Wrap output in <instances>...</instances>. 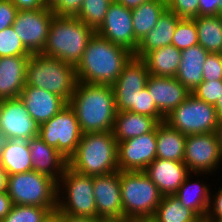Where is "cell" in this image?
<instances>
[{"instance_id":"1","label":"cell","mask_w":222,"mask_h":222,"mask_svg":"<svg viewBox=\"0 0 222 222\" xmlns=\"http://www.w3.org/2000/svg\"><path fill=\"white\" fill-rule=\"evenodd\" d=\"M134 56L129 49L94 34L75 67L76 80L88 84L112 85Z\"/></svg>"},{"instance_id":"2","label":"cell","mask_w":222,"mask_h":222,"mask_svg":"<svg viewBox=\"0 0 222 222\" xmlns=\"http://www.w3.org/2000/svg\"><path fill=\"white\" fill-rule=\"evenodd\" d=\"M82 133L113 131L117 114L112 85L78 82L68 103Z\"/></svg>"},{"instance_id":"3","label":"cell","mask_w":222,"mask_h":222,"mask_svg":"<svg viewBox=\"0 0 222 222\" xmlns=\"http://www.w3.org/2000/svg\"><path fill=\"white\" fill-rule=\"evenodd\" d=\"M68 166L88 176L106 175L118 171V142L113 131L84 133Z\"/></svg>"},{"instance_id":"4","label":"cell","mask_w":222,"mask_h":222,"mask_svg":"<svg viewBox=\"0 0 222 222\" xmlns=\"http://www.w3.org/2000/svg\"><path fill=\"white\" fill-rule=\"evenodd\" d=\"M95 33L76 17L54 16L42 54L76 67Z\"/></svg>"},{"instance_id":"5","label":"cell","mask_w":222,"mask_h":222,"mask_svg":"<svg viewBox=\"0 0 222 222\" xmlns=\"http://www.w3.org/2000/svg\"><path fill=\"white\" fill-rule=\"evenodd\" d=\"M76 83L74 66L42 53L30 55L26 85L45 89L69 103Z\"/></svg>"},{"instance_id":"6","label":"cell","mask_w":222,"mask_h":222,"mask_svg":"<svg viewBox=\"0 0 222 222\" xmlns=\"http://www.w3.org/2000/svg\"><path fill=\"white\" fill-rule=\"evenodd\" d=\"M123 221L150 220L162 199L144 171H120Z\"/></svg>"},{"instance_id":"7","label":"cell","mask_w":222,"mask_h":222,"mask_svg":"<svg viewBox=\"0 0 222 222\" xmlns=\"http://www.w3.org/2000/svg\"><path fill=\"white\" fill-rule=\"evenodd\" d=\"M57 190L58 212L96 219L93 176L80 174L67 166L57 182Z\"/></svg>"},{"instance_id":"8","label":"cell","mask_w":222,"mask_h":222,"mask_svg":"<svg viewBox=\"0 0 222 222\" xmlns=\"http://www.w3.org/2000/svg\"><path fill=\"white\" fill-rule=\"evenodd\" d=\"M57 181L48 175L28 171L8 176L7 193L13 205L39 206L57 210Z\"/></svg>"},{"instance_id":"9","label":"cell","mask_w":222,"mask_h":222,"mask_svg":"<svg viewBox=\"0 0 222 222\" xmlns=\"http://www.w3.org/2000/svg\"><path fill=\"white\" fill-rule=\"evenodd\" d=\"M218 121L215 106L191 94L165 117L164 122L187 136L216 132Z\"/></svg>"},{"instance_id":"10","label":"cell","mask_w":222,"mask_h":222,"mask_svg":"<svg viewBox=\"0 0 222 222\" xmlns=\"http://www.w3.org/2000/svg\"><path fill=\"white\" fill-rule=\"evenodd\" d=\"M82 135L76 114L69 104L49 121L43 122L38 130V136L66 159L76 152Z\"/></svg>"},{"instance_id":"11","label":"cell","mask_w":222,"mask_h":222,"mask_svg":"<svg viewBox=\"0 0 222 222\" xmlns=\"http://www.w3.org/2000/svg\"><path fill=\"white\" fill-rule=\"evenodd\" d=\"M183 162L198 177L217 175L213 171L222 165V154L216 132L187 135Z\"/></svg>"},{"instance_id":"12","label":"cell","mask_w":222,"mask_h":222,"mask_svg":"<svg viewBox=\"0 0 222 222\" xmlns=\"http://www.w3.org/2000/svg\"><path fill=\"white\" fill-rule=\"evenodd\" d=\"M55 14L51 7L18 10L12 27L24 47L31 53H42L50 23Z\"/></svg>"},{"instance_id":"13","label":"cell","mask_w":222,"mask_h":222,"mask_svg":"<svg viewBox=\"0 0 222 222\" xmlns=\"http://www.w3.org/2000/svg\"><path fill=\"white\" fill-rule=\"evenodd\" d=\"M148 76L146 63L141 58L133 56L112 84L117 112L137 113L138 94L146 86Z\"/></svg>"},{"instance_id":"14","label":"cell","mask_w":222,"mask_h":222,"mask_svg":"<svg viewBox=\"0 0 222 222\" xmlns=\"http://www.w3.org/2000/svg\"><path fill=\"white\" fill-rule=\"evenodd\" d=\"M96 219L105 222L123 221L120 171L93 176Z\"/></svg>"},{"instance_id":"15","label":"cell","mask_w":222,"mask_h":222,"mask_svg":"<svg viewBox=\"0 0 222 222\" xmlns=\"http://www.w3.org/2000/svg\"><path fill=\"white\" fill-rule=\"evenodd\" d=\"M108 41L135 53L139 41L134 36L132 10L113 1L101 26L95 31Z\"/></svg>"},{"instance_id":"16","label":"cell","mask_w":222,"mask_h":222,"mask_svg":"<svg viewBox=\"0 0 222 222\" xmlns=\"http://www.w3.org/2000/svg\"><path fill=\"white\" fill-rule=\"evenodd\" d=\"M156 127L148 133L118 142L119 171H144L156 158Z\"/></svg>"},{"instance_id":"17","label":"cell","mask_w":222,"mask_h":222,"mask_svg":"<svg viewBox=\"0 0 222 222\" xmlns=\"http://www.w3.org/2000/svg\"><path fill=\"white\" fill-rule=\"evenodd\" d=\"M0 129L8 139L30 140L38 135L39 126L18 97L0 101Z\"/></svg>"},{"instance_id":"18","label":"cell","mask_w":222,"mask_h":222,"mask_svg":"<svg viewBox=\"0 0 222 222\" xmlns=\"http://www.w3.org/2000/svg\"><path fill=\"white\" fill-rule=\"evenodd\" d=\"M145 87L164 117L191 95L175 77L149 75Z\"/></svg>"},{"instance_id":"19","label":"cell","mask_w":222,"mask_h":222,"mask_svg":"<svg viewBox=\"0 0 222 222\" xmlns=\"http://www.w3.org/2000/svg\"><path fill=\"white\" fill-rule=\"evenodd\" d=\"M162 196L175 195L191 174L184 162L156 158L144 170Z\"/></svg>"},{"instance_id":"20","label":"cell","mask_w":222,"mask_h":222,"mask_svg":"<svg viewBox=\"0 0 222 222\" xmlns=\"http://www.w3.org/2000/svg\"><path fill=\"white\" fill-rule=\"evenodd\" d=\"M19 98L38 126L49 121L68 104L54 93L28 85L24 86Z\"/></svg>"},{"instance_id":"21","label":"cell","mask_w":222,"mask_h":222,"mask_svg":"<svg viewBox=\"0 0 222 222\" xmlns=\"http://www.w3.org/2000/svg\"><path fill=\"white\" fill-rule=\"evenodd\" d=\"M32 170L50 176L57 182L68 166L66 159L56 148L47 145L38 135L27 140Z\"/></svg>"},{"instance_id":"22","label":"cell","mask_w":222,"mask_h":222,"mask_svg":"<svg viewBox=\"0 0 222 222\" xmlns=\"http://www.w3.org/2000/svg\"><path fill=\"white\" fill-rule=\"evenodd\" d=\"M29 57H0V101L20 96L26 85V69Z\"/></svg>"},{"instance_id":"23","label":"cell","mask_w":222,"mask_h":222,"mask_svg":"<svg viewBox=\"0 0 222 222\" xmlns=\"http://www.w3.org/2000/svg\"><path fill=\"white\" fill-rule=\"evenodd\" d=\"M180 19L175 13L166 9L155 27L139 42L134 57L142 59L148 52L170 45Z\"/></svg>"},{"instance_id":"24","label":"cell","mask_w":222,"mask_h":222,"mask_svg":"<svg viewBox=\"0 0 222 222\" xmlns=\"http://www.w3.org/2000/svg\"><path fill=\"white\" fill-rule=\"evenodd\" d=\"M208 55L199 44L181 50V63L175 78L190 92L203 82V64Z\"/></svg>"},{"instance_id":"25","label":"cell","mask_w":222,"mask_h":222,"mask_svg":"<svg viewBox=\"0 0 222 222\" xmlns=\"http://www.w3.org/2000/svg\"><path fill=\"white\" fill-rule=\"evenodd\" d=\"M192 175H195V173H191L186 178L178 188L175 196L180 200L182 205L193 210L204 220L209 207L211 188H209V183L203 180L200 181V179H197V181H193L191 177L194 176Z\"/></svg>"},{"instance_id":"26","label":"cell","mask_w":222,"mask_h":222,"mask_svg":"<svg viewBox=\"0 0 222 222\" xmlns=\"http://www.w3.org/2000/svg\"><path fill=\"white\" fill-rule=\"evenodd\" d=\"M159 122L146 115L130 111H119L115 116L113 134L117 142L125 141L151 132Z\"/></svg>"},{"instance_id":"27","label":"cell","mask_w":222,"mask_h":222,"mask_svg":"<svg viewBox=\"0 0 222 222\" xmlns=\"http://www.w3.org/2000/svg\"><path fill=\"white\" fill-rule=\"evenodd\" d=\"M142 60L149 75L175 77L181 63V50L170 44L148 52Z\"/></svg>"},{"instance_id":"28","label":"cell","mask_w":222,"mask_h":222,"mask_svg":"<svg viewBox=\"0 0 222 222\" xmlns=\"http://www.w3.org/2000/svg\"><path fill=\"white\" fill-rule=\"evenodd\" d=\"M186 135L171 128L166 122L156 126L157 158L183 162Z\"/></svg>"},{"instance_id":"29","label":"cell","mask_w":222,"mask_h":222,"mask_svg":"<svg viewBox=\"0 0 222 222\" xmlns=\"http://www.w3.org/2000/svg\"><path fill=\"white\" fill-rule=\"evenodd\" d=\"M0 165L8 175L32 171V161L27 140L8 139L1 151Z\"/></svg>"},{"instance_id":"30","label":"cell","mask_w":222,"mask_h":222,"mask_svg":"<svg viewBox=\"0 0 222 222\" xmlns=\"http://www.w3.org/2000/svg\"><path fill=\"white\" fill-rule=\"evenodd\" d=\"M198 33V44L209 53L222 51V15L193 18Z\"/></svg>"},{"instance_id":"31","label":"cell","mask_w":222,"mask_h":222,"mask_svg":"<svg viewBox=\"0 0 222 222\" xmlns=\"http://www.w3.org/2000/svg\"><path fill=\"white\" fill-rule=\"evenodd\" d=\"M166 9L167 3L162 0H152L132 9L134 36L139 42L155 27Z\"/></svg>"},{"instance_id":"32","label":"cell","mask_w":222,"mask_h":222,"mask_svg":"<svg viewBox=\"0 0 222 222\" xmlns=\"http://www.w3.org/2000/svg\"><path fill=\"white\" fill-rule=\"evenodd\" d=\"M152 222H202L203 220L190 208L181 204L175 195L162 196Z\"/></svg>"},{"instance_id":"33","label":"cell","mask_w":222,"mask_h":222,"mask_svg":"<svg viewBox=\"0 0 222 222\" xmlns=\"http://www.w3.org/2000/svg\"><path fill=\"white\" fill-rule=\"evenodd\" d=\"M114 0H84L79 13L75 16L93 30L103 23L110 4Z\"/></svg>"},{"instance_id":"34","label":"cell","mask_w":222,"mask_h":222,"mask_svg":"<svg viewBox=\"0 0 222 222\" xmlns=\"http://www.w3.org/2000/svg\"><path fill=\"white\" fill-rule=\"evenodd\" d=\"M50 213L45 207L12 205L1 222H43Z\"/></svg>"},{"instance_id":"35","label":"cell","mask_w":222,"mask_h":222,"mask_svg":"<svg viewBox=\"0 0 222 222\" xmlns=\"http://www.w3.org/2000/svg\"><path fill=\"white\" fill-rule=\"evenodd\" d=\"M171 44L179 50L198 45V33L194 19L181 18L178 21Z\"/></svg>"},{"instance_id":"36","label":"cell","mask_w":222,"mask_h":222,"mask_svg":"<svg viewBox=\"0 0 222 222\" xmlns=\"http://www.w3.org/2000/svg\"><path fill=\"white\" fill-rule=\"evenodd\" d=\"M30 55L12 26L0 31V57Z\"/></svg>"},{"instance_id":"37","label":"cell","mask_w":222,"mask_h":222,"mask_svg":"<svg viewBox=\"0 0 222 222\" xmlns=\"http://www.w3.org/2000/svg\"><path fill=\"white\" fill-rule=\"evenodd\" d=\"M191 94L195 98L215 106L222 95V80L203 81L191 91Z\"/></svg>"},{"instance_id":"38","label":"cell","mask_w":222,"mask_h":222,"mask_svg":"<svg viewBox=\"0 0 222 222\" xmlns=\"http://www.w3.org/2000/svg\"><path fill=\"white\" fill-rule=\"evenodd\" d=\"M167 9L179 18L193 19L199 16V0H169Z\"/></svg>"},{"instance_id":"39","label":"cell","mask_w":222,"mask_h":222,"mask_svg":"<svg viewBox=\"0 0 222 222\" xmlns=\"http://www.w3.org/2000/svg\"><path fill=\"white\" fill-rule=\"evenodd\" d=\"M137 113L155 118L159 123L165 121V117L160 113L150 96L148 89L144 87L137 98Z\"/></svg>"},{"instance_id":"40","label":"cell","mask_w":222,"mask_h":222,"mask_svg":"<svg viewBox=\"0 0 222 222\" xmlns=\"http://www.w3.org/2000/svg\"><path fill=\"white\" fill-rule=\"evenodd\" d=\"M222 80V58L219 53H209L203 64V81Z\"/></svg>"},{"instance_id":"41","label":"cell","mask_w":222,"mask_h":222,"mask_svg":"<svg viewBox=\"0 0 222 222\" xmlns=\"http://www.w3.org/2000/svg\"><path fill=\"white\" fill-rule=\"evenodd\" d=\"M84 0H57L51 7L55 16L75 17L83 4Z\"/></svg>"},{"instance_id":"42","label":"cell","mask_w":222,"mask_h":222,"mask_svg":"<svg viewBox=\"0 0 222 222\" xmlns=\"http://www.w3.org/2000/svg\"><path fill=\"white\" fill-rule=\"evenodd\" d=\"M17 12L11 0H0V31L13 25Z\"/></svg>"},{"instance_id":"43","label":"cell","mask_w":222,"mask_h":222,"mask_svg":"<svg viewBox=\"0 0 222 222\" xmlns=\"http://www.w3.org/2000/svg\"><path fill=\"white\" fill-rule=\"evenodd\" d=\"M210 193L209 207L205 218H222V185L217 193Z\"/></svg>"},{"instance_id":"44","label":"cell","mask_w":222,"mask_h":222,"mask_svg":"<svg viewBox=\"0 0 222 222\" xmlns=\"http://www.w3.org/2000/svg\"><path fill=\"white\" fill-rule=\"evenodd\" d=\"M220 0H199V16L219 15Z\"/></svg>"},{"instance_id":"45","label":"cell","mask_w":222,"mask_h":222,"mask_svg":"<svg viewBox=\"0 0 222 222\" xmlns=\"http://www.w3.org/2000/svg\"><path fill=\"white\" fill-rule=\"evenodd\" d=\"M18 10L37 9L46 7L42 0H11Z\"/></svg>"},{"instance_id":"46","label":"cell","mask_w":222,"mask_h":222,"mask_svg":"<svg viewBox=\"0 0 222 222\" xmlns=\"http://www.w3.org/2000/svg\"><path fill=\"white\" fill-rule=\"evenodd\" d=\"M11 198L7 192L0 193V222L10 212L12 207Z\"/></svg>"},{"instance_id":"47","label":"cell","mask_w":222,"mask_h":222,"mask_svg":"<svg viewBox=\"0 0 222 222\" xmlns=\"http://www.w3.org/2000/svg\"><path fill=\"white\" fill-rule=\"evenodd\" d=\"M60 222H105V221L101 219H94L88 217L68 216L60 213Z\"/></svg>"},{"instance_id":"48","label":"cell","mask_w":222,"mask_h":222,"mask_svg":"<svg viewBox=\"0 0 222 222\" xmlns=\"http://www.w3.org/2000/svg\"><path fill=\"white\" fill-rule=\"evenodd\" d=\"M114 1L132 10L134 8H137L141 4L150 2L152 0H114Z\"/></svg>"},{"instance_id":"49","label":"cell","mask_w":222,"mask_h":222,"mask_svg":"<svg viewBox=\"0 0 222 222\" xmlns=\"http://www.w3.org/2000/svg\"><path fill=\"white\" fill-rule=\"evenodd\" d=\"M8 173L0 165V193L7 192Z\"/></svg>"},{"instance_id":"50","label":"cell","mask_w":222,"mask_h":222,"mask_svg":"<svg viewBox=\"0 0 222 222\" xmlns=\"http://www.w3.org/2000/svg\"><path fill=\"white\" fill-rule=\"evenodd\" d=\"M43 222H60V212L57 210L54 212H51Z\"/></svg>"},{"instance_id":"51","label":"cell","mask_w":222,"mask_h":222,"mask_svg":"<svg viewBox=\"0 0 222 222\" xmlns=\"http://www.w3.org/2000/svg\"><path fill=\"white\" fill-rule=\"evenodd\" d=\"M216 134H217L218 143H219L221 154H222V120L218 121V126H217V129H216Z\"/></svg>"},{"instance_id":"52","label":"cell","mask_w":222,"mask_h":222,"mask_svg":"<svg viewBox=\"0 0 222 222\" xmlns=\"http://www.w3.org/2000/svg\"><path fill=\"white\" fill-rule=\"evenodd\" d=\"M215 109L218 119L222 120V95L220 96V99L217 101Z\"/></svg>"},{"instance_id":"53","label":"cell","mask_w":222,"mask_h":222,"mask_svg":"<svg viewBox=\"0 0 222 222\" xmlns=\"http://www.w3.org/2000/svg\"><path fill=\"white\" fill-rule=\"evenodd\" d=\"M8 141L7 136L4 134V132L0 129V155H1V151L4 148V146L6 145Z\"/></svg>"},{"instance_id":"54","label":"cell","mask_w":222,"mask_h":222,"mask_svg":"<svg viewBox=\"0 0 222 222\" xmlns=\"http://www.w3.org/2000/svg\"><path fill=\"white\" fill-rule=\"evenodd\" d=\"M57 0H42L43 4L47 7H52Z\"/></svg>"},{"instance_id":"55","label":"cell","mask_w":222,"mask_h":222,"mask_svg":"<svg viewBox=\"0 0 222 222\" xmlns=\"http://www.w3.org/2000/svg\"><path fill=\"white\" fill-rule=\"evenodd\" d=\"M204 222H222V218H205Z\"/></svg>"},{"instance_id":"56","label":"cell","mask_w":222,"mask_h":222,"mask_svg":"<svg viewBox=\"0 0 222 222\" xmlns=\"http://www.w3.org/2000/svg\"><path fill=\"white\" fill-rule=\"evenodd\" d=\"M219 15H222V0L219 1Z\"/></svg>"},{"instance_id":"57","label":"cell","mask_w":222,"mask_h":222,"mask_svg":"<svg viewBox=\"0 0 222 222\" xmlns=\"http://www.w3.org/2000/svg\"><path fill=\"white\" fill-rule=\"evenodd\" d=\"M132 222H152L151 220H132Z\"/></svg>"},{"instance_id":"58","label":"cell","mask_w":222,"mask_h":222,"mask_svg":"<svg viewBox=\"0 0 222 222\" xmlns=\"http://www.w3.org/2000/svg\"><path fill=\"white\" fill-rule=\"evenodd\" d=\"M111 222H132V220L131 221H128V220H126V221H111Z\"/></svg>"}]
</instances>
